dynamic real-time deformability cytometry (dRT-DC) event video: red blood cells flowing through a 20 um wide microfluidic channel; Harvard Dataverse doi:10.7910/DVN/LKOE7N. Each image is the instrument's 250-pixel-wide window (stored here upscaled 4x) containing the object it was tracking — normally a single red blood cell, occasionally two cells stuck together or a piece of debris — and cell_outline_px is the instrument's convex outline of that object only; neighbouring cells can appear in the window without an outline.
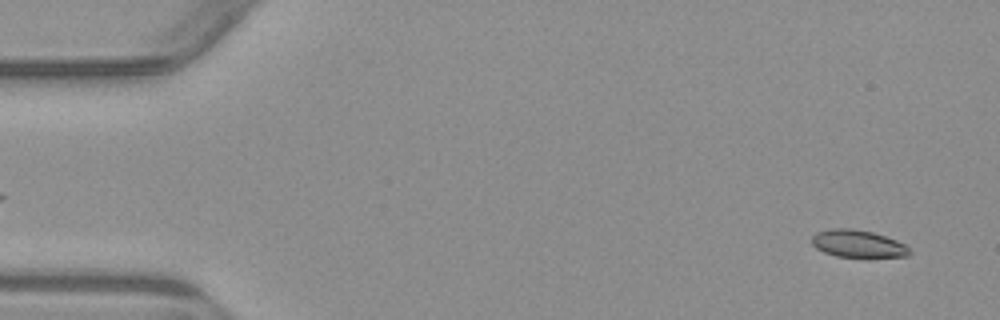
{"species": "common noctule bat (a hibernating species)", "species_latin": "Nyctalus noctula", "temperature_condition": "warm", "stored_images_in_passage": 5, "camera_frame_rate_fps": 3000, "um_per_image_px": 0.085, "animal": {"sex": "male", "body_mass_g": 23.1, "forearm_length_mm": 52.7}, "frame": {"image": 1, "passage_image": 1, "time_ms": 0.0, "image_size_px": [1000, 320], "cell_outline_px": [[912, 252], [908, 256], [868, 260], [836, 256], [824, 252], [816, 248], [812, 244], [812, 236], [816, 232], [832, 228], [852, 228], [872, 232], [896, 240], [904, 244]], "centroid_in_image_um": [72.96, 20.77], "position_along_channel_um": 12.0, "area_um2": 16.36}}
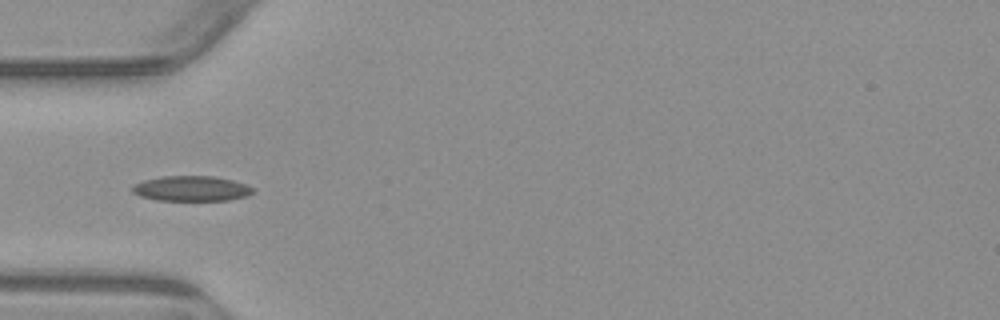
{"frame": {"image": 2, "passage_image": 4, "time_ms": 4.667, "image_size_px": [1000, 320], "cell_outline_px": [[256, 192], [248, 196], [228, 200], [156, 200], [140, 196], [132, 192], [132, 184], [144, 180], [164, 176], [212, 176], [232, 180], [244, 184], [252, 188]], "centroid_in_image_um": [16.26, 16.03], "position_along_channel_um": 68.7, "area_um2": 17.69}}
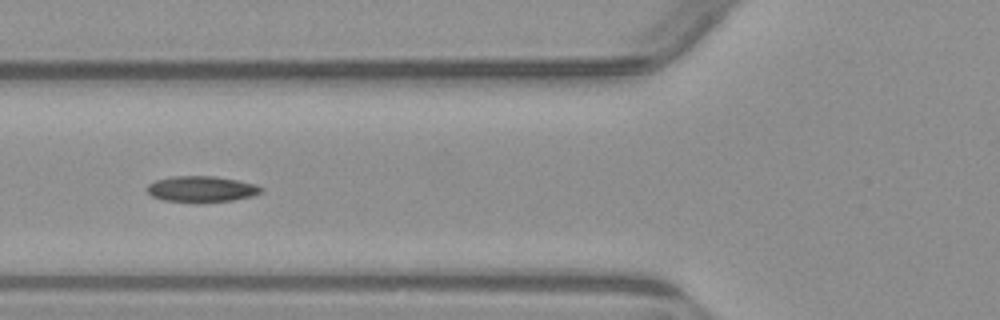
{"frame": {"image": 3, "passage_image": 5, "time_ms": 5.667, "image_size_px": [1000, 320], "cell_outline_px": [[264, 188], [260, 192], [252, 196], [232, 200], [196, 204], [164, 200], [152, 196], [148, 192], [148, 184], [156, 180], [172, 176], [216, 176], [256, 184]], "centroid_in_image_um": [17.12, 16.09], "position_along_channel_um": 108.7, "area_um2": 17.51}}